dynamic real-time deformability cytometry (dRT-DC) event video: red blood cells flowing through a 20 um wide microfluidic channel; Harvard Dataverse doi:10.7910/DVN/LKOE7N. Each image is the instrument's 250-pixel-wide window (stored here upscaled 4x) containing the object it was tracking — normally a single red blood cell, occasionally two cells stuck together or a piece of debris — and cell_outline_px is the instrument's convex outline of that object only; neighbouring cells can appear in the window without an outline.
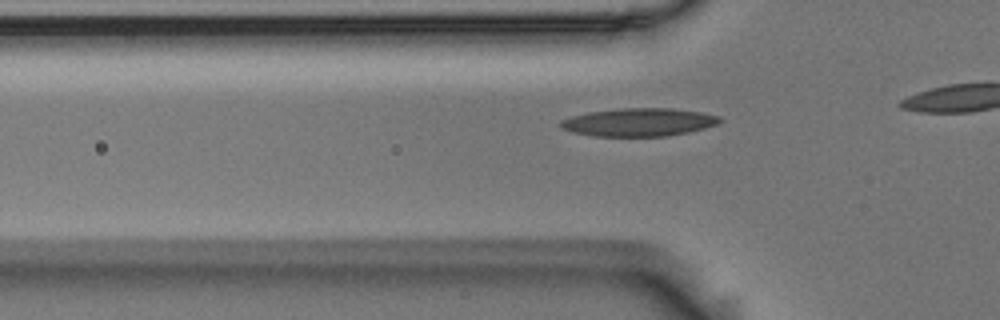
{"species": "Egyptian fruit bat (a non-hibernating species)", "species_latin": "Rousettus aegyptiacus", "temperature_condition": "room temperature", "stored_images_in_passage": 16, "camera_frame_rate_fps": 3000, "um_per_image_px": 0.085, "animal": {"sex": "male"}, "frame": {"image": 1, "passage_image": 10, "time_ms": 3.0, "image_size_px": [1000, 320], "cell_outline_px": [[724, 120], [716, 124], [704, 128], [688, 132], [664, 136], [596, 136], [572, 132], [560, 128], [560, 120], [572, 116], [588, 112], [616, 108], [672, 108], [700, 112], [720, 116]], "centroid_in_image_um": [54.29, 10.38], "position_along_channel_um": 71.5, "area_um2": 26.07}}
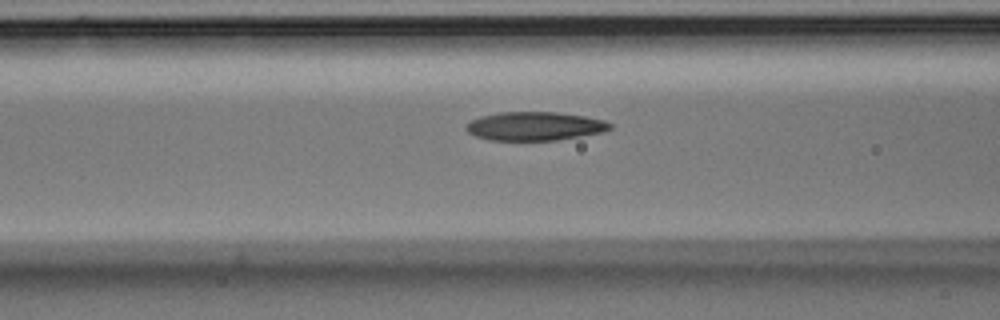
{"frame": {"image": 2, "passage_image": 14, "time_ms": 4.333, "image_size_px": [1000, 320], "cell_outline_px": [[612, 128], [604, 132], [556, 140], [488, 140], [476, 136], [468, 132], [464, 128], [472, 120], [480, 116], [500, 112], [556, 112], [584, 116], [604, 120], [612, 124]], "centroid_in_image_um": [45.46, 10.72], "position_along_channel_um": 121.1, "area_um2": 23.99}}